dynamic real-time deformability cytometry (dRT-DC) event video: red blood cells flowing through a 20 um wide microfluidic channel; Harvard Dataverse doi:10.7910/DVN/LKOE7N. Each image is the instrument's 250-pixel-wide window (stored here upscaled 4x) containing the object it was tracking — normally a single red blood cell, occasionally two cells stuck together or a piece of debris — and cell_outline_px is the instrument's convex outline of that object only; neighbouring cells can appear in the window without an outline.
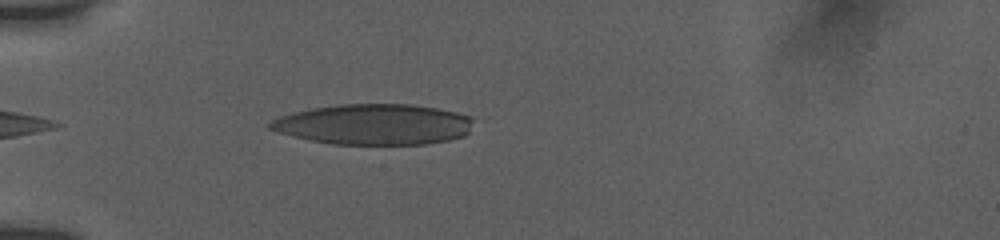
{"species": "human", "species_latin": "Homo sapiens", "temperature_condition": "room temperature", "stored_images_in_passage": 1, "camera_frame_rate_fps": 3000, "um_per_image_px": 0.085, "donor": {"sex": "female"}, "frame": {"image": 1, "passage_image": 1, "time_ms": 0.0, "image_size_px": [1000, 240], "cell_outline_px": [[472, 120], [468, 132], [464, 136], [448, 140], [428, 144], [332, 144], [312, 140], [280, 132], [268, 128], [264, 124], [268, 120], [292, 112], [312, 108], [340, 104], [412, 104], [436, 108], [456, 112], [472, 116]], "centroid_in_image_um": [31.76, 10.56], "position_along_channel_um": 53.2, "area_um2": 48.21}}